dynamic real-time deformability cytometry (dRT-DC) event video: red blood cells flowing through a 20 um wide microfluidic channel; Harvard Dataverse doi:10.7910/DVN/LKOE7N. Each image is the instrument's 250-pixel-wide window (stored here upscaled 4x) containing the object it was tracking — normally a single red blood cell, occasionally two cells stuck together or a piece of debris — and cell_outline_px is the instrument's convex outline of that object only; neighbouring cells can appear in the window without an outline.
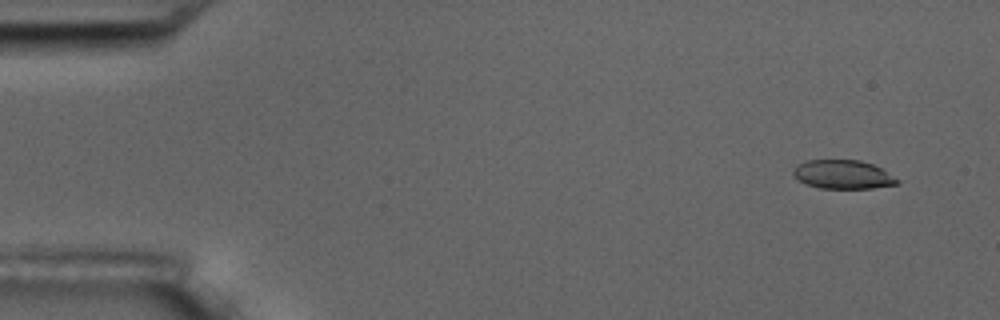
{"species": "common noctule bat (a hibernating species)", "species_latin": "Nyctalus noctula", "temperature_condition": "room temperature", "stored_images_in_passage": 5, "camera_frame_rate_fps": 3000, "um_per_image_px": 0.085, "animal": {"sex": "male", "body_mass_g": 17.5, "forearm_length_mm": 52.3}, "frame": {"image": 1, "passage_image": 1, "time_ms": 0.0, "image_size_px": [1000, 320], "cell_outline_px": [[900, 184], [872, 188], [820, 188], [796, 180], [792, 176], [792, 172], [796, 164], [808, 160], [860, 160], [872, 164], [880, 168], [900, 180]], "centroid_in_image_um": [71.62, 14.83], "position_along_channel_um": 13.4, "area_um2": 17.51}}